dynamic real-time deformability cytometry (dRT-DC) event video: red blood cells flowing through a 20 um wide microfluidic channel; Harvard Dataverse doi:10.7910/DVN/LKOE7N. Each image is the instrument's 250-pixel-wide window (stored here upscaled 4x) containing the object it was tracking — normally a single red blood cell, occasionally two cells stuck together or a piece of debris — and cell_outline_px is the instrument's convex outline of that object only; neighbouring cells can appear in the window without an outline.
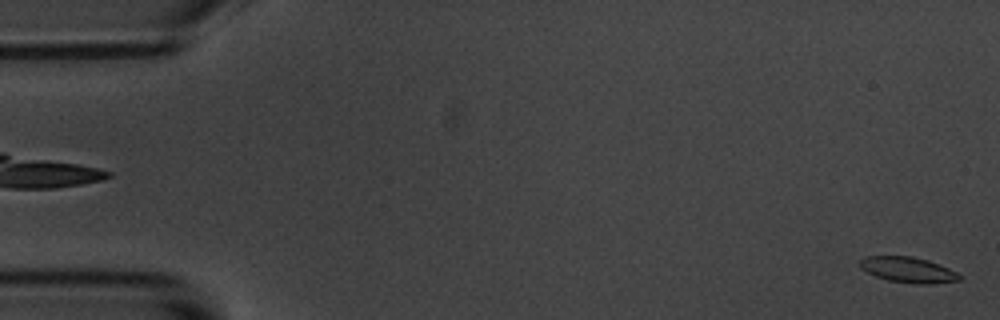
{"species": "common noctule bat (a hibernating species)", "species_latin": "Nyctalus noctula", "temperature_condition": "room temperature", "stored_images_in_passage": 4, "camera_frame_rate_fps": 3000, "um_per_image_px": 0.085, "animal": {"sex": "male", "body_mass_g": 20.1, "forearm_length_mm": 53.5}, "frame": {"image": 1, "passage_image": 4, "time_ms": 4.333, "image_size_px": [1000, 320], "cell_outline_px": [[964, 276], [960, 280], [928, 284], [916, 284], [888, 280], [876, 276], [860, 268], [860, 260], [864, 256], [912, 256], [928, 260], [948, 268]], "centroid_in_image_um": [77.2, 22.93], "position_along_channel_um": 7.8, "area_um2": 14.8}}